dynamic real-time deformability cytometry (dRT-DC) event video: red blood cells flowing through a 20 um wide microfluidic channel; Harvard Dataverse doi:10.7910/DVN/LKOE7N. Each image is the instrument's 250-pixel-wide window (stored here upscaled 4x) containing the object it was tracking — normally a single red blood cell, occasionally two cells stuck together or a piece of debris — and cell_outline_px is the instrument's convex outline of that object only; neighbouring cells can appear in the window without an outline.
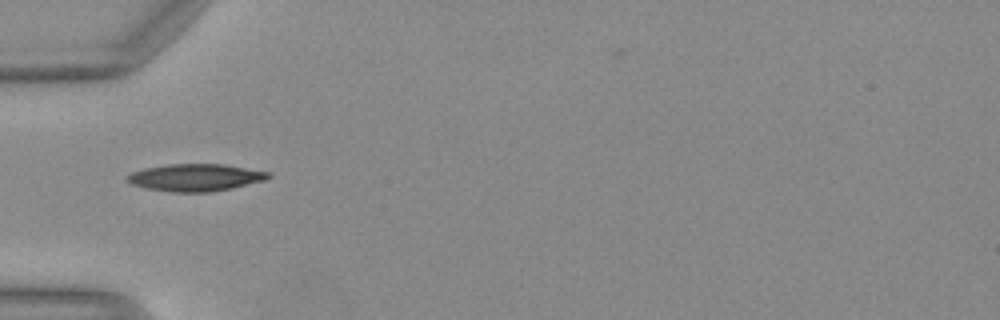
{"species": "Egyptian fruit bat (a non-hibernating species)", "species_latin": "Rousettus aegyptiacus", "temperature_condition": "warm", "stored_images_in_passage": 28, "camera_frame_rate_fps": 3000, "um_per_image_px": 0.085, "animal": {"sex": "female"}, "frame": {"image": 1, "passage_image": 1, "time_ms": 0.0, "image_size_px": [1000, 320], "cell_outline_px": [[272, 176], [264, 180], [232, 188], [208, 192], [172, 192], [144, 188], [132, 184], [124, 176], [132, 172], [144, 168], [168, 164], [224, 164], [268, 172]], "centroid_in_image_um": [16.57, 15.08], "position_along_channel_um": 68.4, "area_um2": 22.31}}
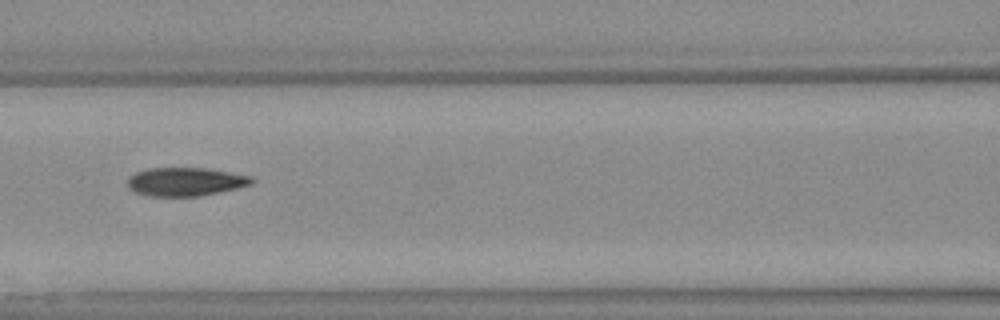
{"frame": {"image": 2, "passage_image": 7, "time_ms": 2.0, "image_size_px": [1000, 320], "cell_outline_px": [[252, 184], [236, 188], [200, 196], [148, 196], [136, 192], [128, 188], [128, 176], [136, 172], [148, 168], [208, 168], [252, 176]], "centroid_in_image_um": [15.73, 15.44], "position_along_channel_um": 150.9, "area_um2": 20.58}}
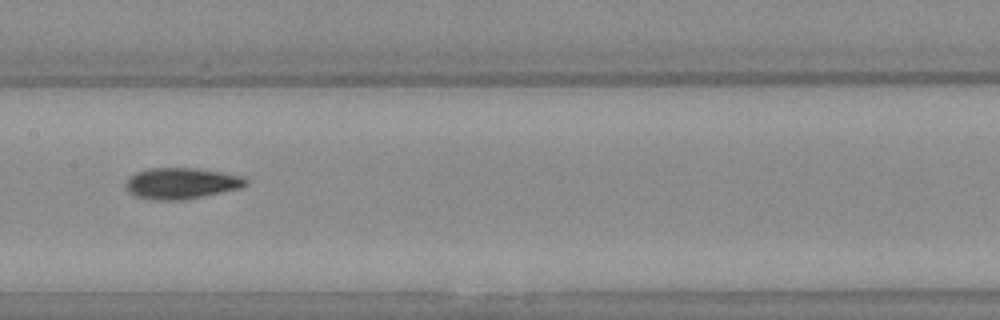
{"frame": {"image": 3, "passage_image": 10, "time_ms": 3.0, "image_size_px": [1000, 320], "cell_outline_px": [[248, 184], [240, 188], [204, 196], [180, 200], [160, 200], [136, 196], [128, 192], [124, 188], [128, 176], [136, 172], [148, 168], [192, 168], [220, 172], [244, 176], [248, 180]], "centroid_in_image_um": [15.4, 15.58], "position_along_channel_um": 192.0, "area_um2": 21.79}, "authors_computed_cell_mechanics": {"area_um2": 21.0103, "velocity_mm_per_s": 4.1319, "shape_relaxation_time_tau1_ms": 8.5575, "shape_relaxation_time_tau2_ms": 3.071, "deformation_change_tau1": 0.2587, "deformation_change_tau2": 0.0911}}